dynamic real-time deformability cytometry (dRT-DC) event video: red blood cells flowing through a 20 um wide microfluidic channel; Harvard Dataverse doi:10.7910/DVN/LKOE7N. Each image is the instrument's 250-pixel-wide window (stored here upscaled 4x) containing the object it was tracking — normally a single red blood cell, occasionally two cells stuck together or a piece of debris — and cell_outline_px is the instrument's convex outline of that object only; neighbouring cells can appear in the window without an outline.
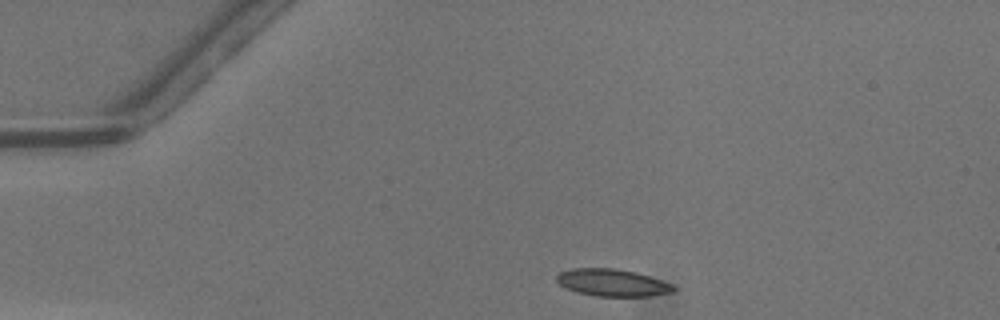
{"species": "common noctule bat (a hibernating species)", "species_latin": "Nyctalus noctula", "temperature_condition": "warm", "stored_images_in_passage": 29, "camera_frame_rate_fps": 3000, "um_per_image_px": 0.085, "animal": {"sex": "male", "body_mass_g": 13.3}, "frame": {"image": 1, "passage_image": 1, "time_ms": 0.0, "image_size_px": [1000, 320], "cell_outline_px": [[676, 288], [672, 292], [652, 296], [596, 296], [576, 292], [560, 284], [556, 280], [556, 276], [560, 272], [572, 268], [616, 268], [636, 272], [672, 284]], "centroid_in_image_um": [52.04, 24.02], "position_along_channel_um": 33.0, "area_um2": 18.44}}
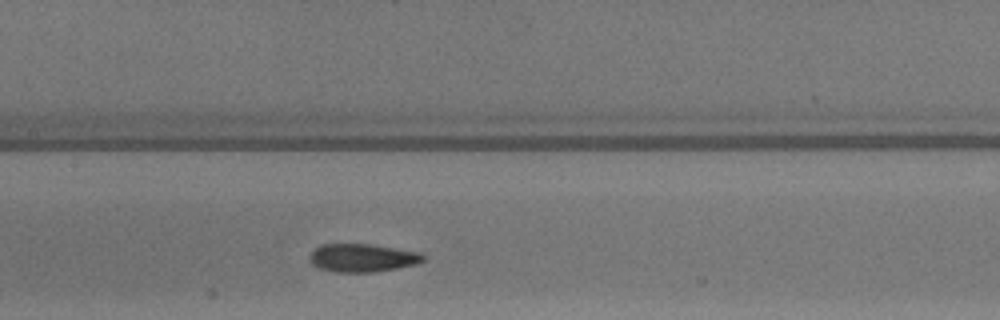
{"frame": {"image": 2, "passage_image": 15, "time_ms": 4.667, "image_size_px": [1000, 320], "cell_outline_px": [[428, 256], [424, 260], [416, 264], [396, 268], [372, 272], [336, 272], [320, 268], [312, 264], [308, 260], [308, 256], [320, 244], [372, 244], [424, 252]], "centroid_in_image_um": [30.85, 21.9], "position_along_channel_um": 176.5, "area_um2": 18.9}}
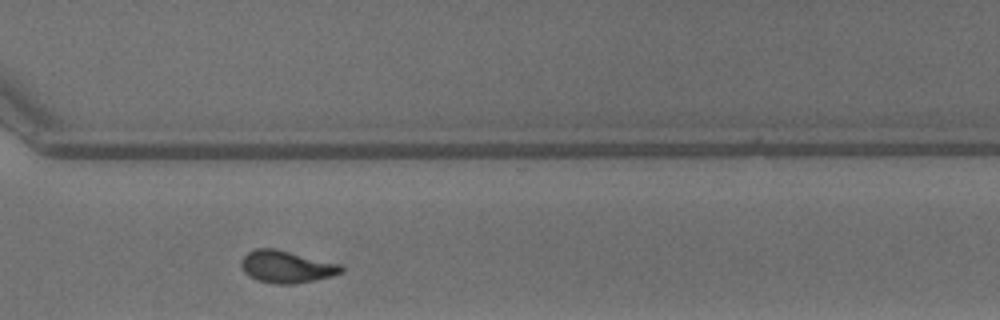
{"frame": {"image": 3, "passage_image": 27, "time_ms": 8.667, "image_size_px": [1000, 320], "cell_outline_px": [[344, 272], [332, 276], [292, 284], [276, 284], [256, 280], [248, 276], [244, 272], [240, 264], [240, 260], [248, 252], [256, 248], [276, 248], [340, 264], [344, 268]], "centroid_in_image_um": [24.33, 22.67], "position_along_channel_um": 346.3, "area_um2": 18.84}, "authors_computed_cell_mechanics": {"area_um2": 18.7272, "velocity_mm_per_s": 4.2594, "shape_relaxation_time_tau1_ms": 7.9406, "shape_relaxation_time_tau2_ms": 2.4052, "deformation_change_tau1": 0.2403, "deformation_change_tau2": 0.0895}}